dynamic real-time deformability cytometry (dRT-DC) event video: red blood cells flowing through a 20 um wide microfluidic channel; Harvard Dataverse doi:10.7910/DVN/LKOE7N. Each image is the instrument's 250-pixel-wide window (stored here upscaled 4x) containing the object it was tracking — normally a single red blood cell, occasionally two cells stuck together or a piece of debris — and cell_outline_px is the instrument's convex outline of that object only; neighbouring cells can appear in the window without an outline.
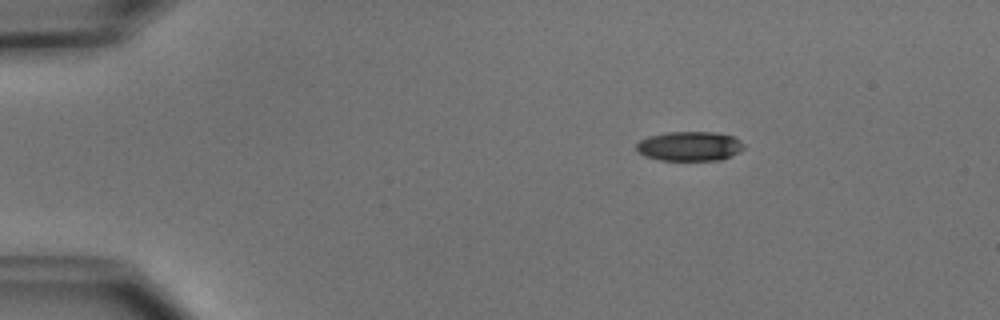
{"species": "common noctule bat (a hibernating species)", "species_latin": "Nyctalus noctula", "temperature_condition": "cold", "stored_images_in_passage": 3, "camera_frame_rate_fps": 3000, "um_per_image_px": 0.085, "animal": {"sex": "male", "body_mass_g": 15.6}, "frame": {"image": 1, "passage_image": 1, "time_ms": 0.0, "image_size_px": [1000, 320], "cell_outline_px": [[744, 148], [740, 152], [720, 160], [660, 160], [644, 156], [636, 148], [636, 144], [640, 140], [648, 136], [668, 132], [712, 132], [732, 136], [740, 140], [744, 144]], "centroid_in_image_um": [58.62, 12.43], "position_along_channel_um": 26.4, "area_um2": 18.44}}